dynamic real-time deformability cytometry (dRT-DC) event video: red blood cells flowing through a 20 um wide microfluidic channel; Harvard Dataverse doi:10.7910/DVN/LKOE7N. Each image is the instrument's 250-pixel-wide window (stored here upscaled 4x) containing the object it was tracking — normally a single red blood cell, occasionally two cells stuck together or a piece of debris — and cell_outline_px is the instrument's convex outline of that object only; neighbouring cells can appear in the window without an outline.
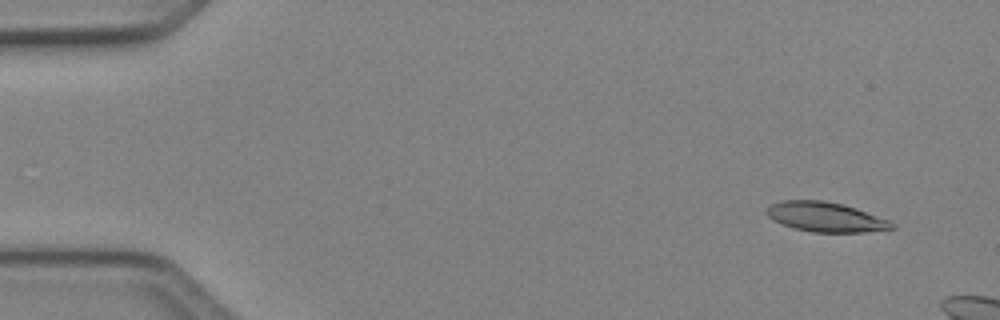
{"species": "Egyptian fruit bat (a non-hibernating species)", "species_latin": "Rousettus aegyptiacus", "temperature_condition": "cold", "stored_images_in_passage": 8, "camera_frame_rate_fps": 3000, "um_per_image_px": 0.085, "animal": {"sex": "female"}, "frame": {"image": 1, "passage_image": 2, "time_ms": 0.333, "image_size_px": [1000, 320], "cell_outline_px": [[896, 228], [864, 232], [812, 232], [796, 228], [784, 224], [768, 216], [764, 212], [772, 204], [780, 200], [824, 200], [844, 204], [856, 208], [888, 220], [896, 224]], "centroid_in_image_um": [70.2, 18.43], "position_along_channel_um": 14.8, "area_um2": 21.5}}